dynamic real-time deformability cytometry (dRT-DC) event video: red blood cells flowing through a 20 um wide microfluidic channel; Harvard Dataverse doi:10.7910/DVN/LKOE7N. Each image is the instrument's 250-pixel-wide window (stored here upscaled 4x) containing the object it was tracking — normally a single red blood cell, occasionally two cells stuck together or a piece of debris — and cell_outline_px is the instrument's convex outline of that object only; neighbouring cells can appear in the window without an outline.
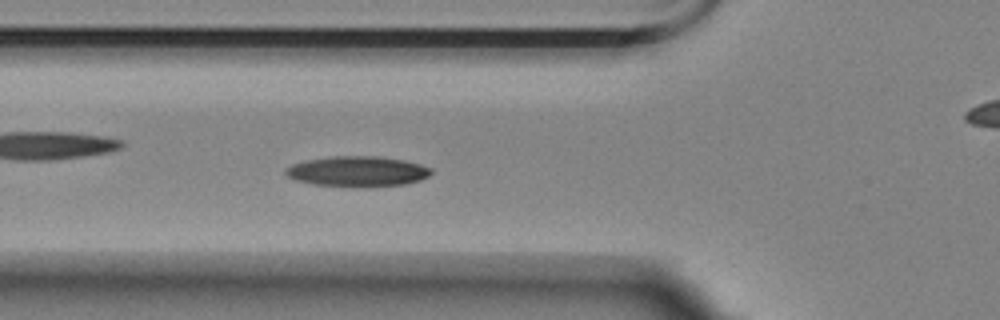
{"species": "Egyptian fruit bat (a non-hibernating species)", "species_latin": "Rousettus aegyptiacus", "temperature_condition": "room temperature", "stored_images_in_passage": 58, "camera_frame_rate_fps": 3000, "um_per_image_px": 0.085, "animal": {"sex": "female"}, "frame": {"image": 1, "passage_image": 20, "time_ms": 6.333, "image_size_px": [1000, 320], "cell_outline_px": [[432, 172], [428, 176], [420, 180], [404, 184], [368, 188], [356, 188], [312, 184], [296, 180], [288, 176], [284, 172], [292, 164], [308, 160], [332, 156], [380, 156], [404, 160], [420, 164], [432, 168]], "centroid_in_image_um": [30.42, 14.59], "position_along_channel_um": 95.4, "area_um2": 26.07}}
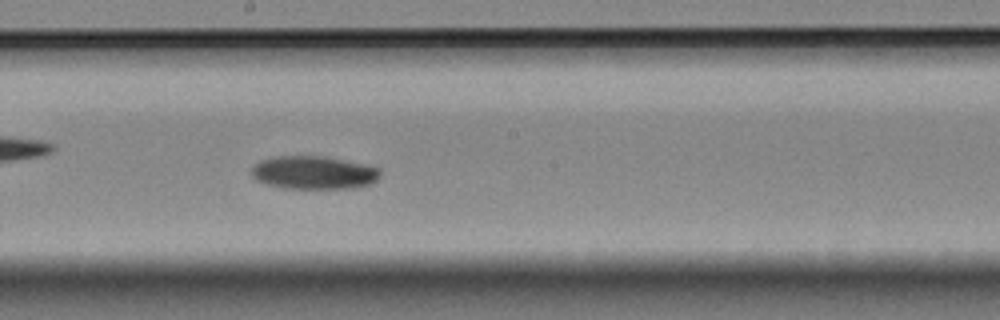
{"frame": {"image": 2, "passage_image": 31, "time_ms": 10.0, "image_size_px": [1000, 320], "cell_outline_px": [[380, 176], [372, 184], [352, 188], [280, 188], [256, 180], [252, 176], [252, 168], [260, 160], [276, 156], [320, 156], [380, 168]], "centroid_in_image_um": [26.64, 14.68], "position_along_channel_um": 221.6, "area_um2": 24.57}}
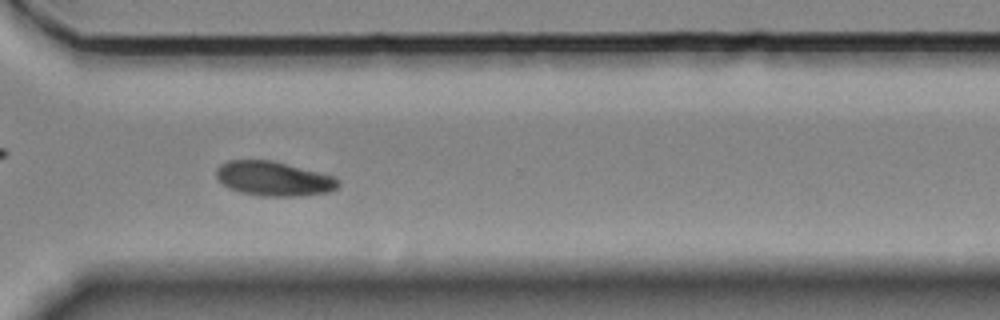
{"frame": {"image": 3, "passage_image": 42, "time_ms": 13.667, "image_size_px": [1000, 320], "cell_outline_px": [[340, 184], [336, 188], [328, 192], [300, 196], [264, 196], [240, 192], [228, 188], [216, 176], [216, 168], [220, 164], [228, 160], [272, 160], [332, 176], [340, 180]], "centroid_in_image_um": [23.24, 15.19], "position_along_channel_um": 347.4, "area_um2": 24.33}, "authors_computed_cell_mechanics": {"area_um2": 24.2182, "velocity_mm_per_s": 3.4301, "shape_relaxation_time_tau1_ms": 6.6231, "shape_relaxation_time_tau2_ms": null, "deformation_change_tau1": 0.14, "deformation_change_tau2": null}}